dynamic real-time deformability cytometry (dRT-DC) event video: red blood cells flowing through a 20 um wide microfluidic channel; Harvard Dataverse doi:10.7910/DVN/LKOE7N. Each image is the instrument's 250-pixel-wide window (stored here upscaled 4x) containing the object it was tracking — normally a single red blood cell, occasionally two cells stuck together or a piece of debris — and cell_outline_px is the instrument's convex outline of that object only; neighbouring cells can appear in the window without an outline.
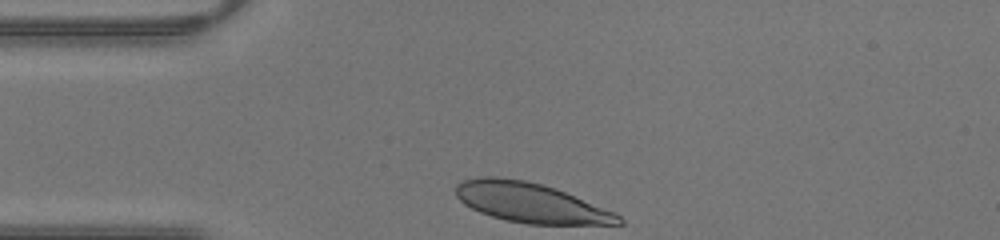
{"species": "human", "species_latin": "Homo sapiens", "temperature_condition": "warm", "stored_images_in_passage": 24, "camera_frame_rate_fps": 3000, "um_per_image_px": 0.085, "donor": {"sex": "male"}, "frame": {"image": 1, "passage_image": 1, "time_ms": 0.0, "image_size_px": [1000, 240], "cell_outline_px": [[624, 224], [528, 224], [504, 220], [480, 212], [464, 204], [456, 196], [456, 184], [464, 180], [480, 176], [496, 176], [524, 180], [556, 188], [612, 212], [620, 216], [624, 220]], "centroid_in_image_um": [45.05, 17.22], "position_along_channel_um": 39.9, "area_um2": 37.34}}
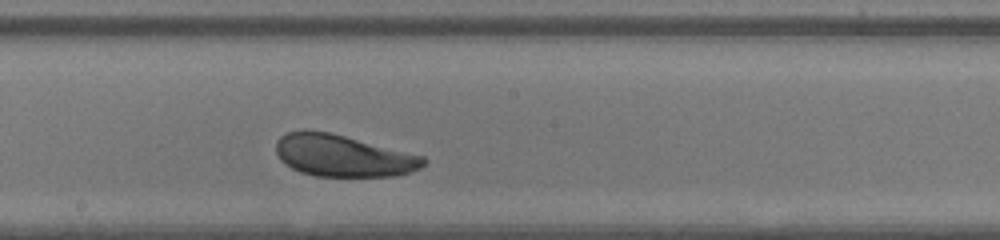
{"frame": {"image": 2, "passage_image": 14, "time_ms": 4.333, "image_size_px": [1000, 240], "cell_outline_px": [[428, 160], [420, 168], [412, 172], [392, 176], [316, 176], [300, 172], [292, 168], [280, 160], [276, 152], [276, 140], [280, 136], [288, 132], [304, 128], [332, 132], [424, 156]], "centroid_in_image_um": [29.13, 13.21], "position_along_channel_um": 219.1, "area_um2": 36.41}}
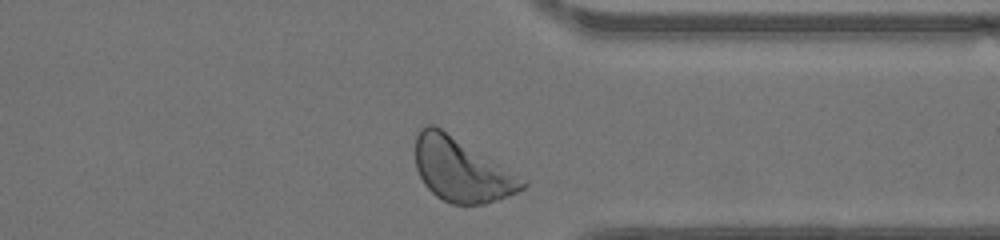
{"frame": {"image": 3, "passage_image": 24, "time_ms": 7.667, "image_size_px": [1000, 240], "cell_outline_px": [[528, 184], [524, 188], [516, 192], [496, 200], [484, 204], [452, 204], [436, 196], [424, 184], [416, 168], [416, 136], [420, 128], [424, 124], [432, 124], [440, 128], [528, 180]], "centroid_in_image_um": [39.23, 14.44], "position_along_channel_um": 372.2, "area_um2": 39.3}}